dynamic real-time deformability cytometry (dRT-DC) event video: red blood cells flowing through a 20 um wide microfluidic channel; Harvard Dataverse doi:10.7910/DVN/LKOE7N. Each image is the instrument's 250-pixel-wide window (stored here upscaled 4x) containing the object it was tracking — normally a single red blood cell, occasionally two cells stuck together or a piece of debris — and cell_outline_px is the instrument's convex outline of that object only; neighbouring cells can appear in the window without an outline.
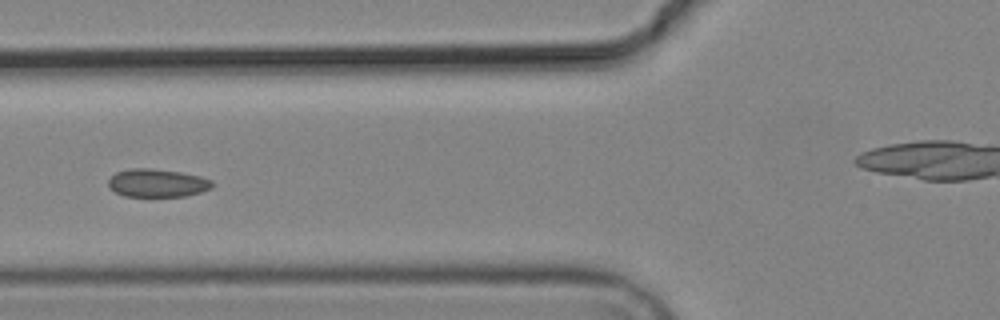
{"species": "common noctule bat (a hibernating species)", "species_latin": "Nyctalus noctula", "temperature_condition": "cold", "stored_images_in_passage": 5, "camera_frame_rate_fps": 3000, "um_per_image_px": 0.085, "animal": {"sex": "male", "body_mass_g": 19.2, "forearm_length_mm": 51.8}, "frame": {"image": 1, "passage_image": 5, "time_ms": 5.667, "image_size_px": [1000, 320], "cell_outline_px": [[216, 184], [212, 188], [200, 192], [184, 196], [124, 196], [108, 188], [108, 180], [116, 172], [128, 168], [148, 168], [180, 172], [200, 176], [212, 180]], "centroid_in_image_um": [13.37, 15.55], "position_along_channel_um": 112.4, "area_um2": 17.11}}